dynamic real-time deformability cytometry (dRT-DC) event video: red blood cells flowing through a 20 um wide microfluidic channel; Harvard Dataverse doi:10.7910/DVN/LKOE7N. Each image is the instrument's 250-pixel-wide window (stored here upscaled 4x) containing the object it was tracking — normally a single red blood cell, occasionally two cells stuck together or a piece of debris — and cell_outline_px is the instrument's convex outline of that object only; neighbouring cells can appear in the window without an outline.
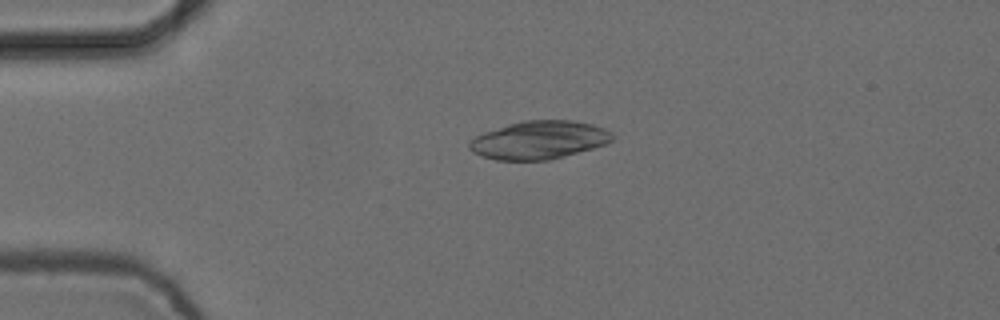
{"species": "common noctule bat (a hibernating species)", "species_latin": "Nyctalus noctula", "temperature_condition": "cold", "stored_images_in_passage": 3, "camera_frame_rate_fps": 3000, "um_per_image_px": 0.085, "animal": {"sex": "female", "body_mass_g": 24.6, "forearm_length_mm": 56.2}, "frame": {"image": 1, "passage_image": 2, "time_ms": 0.333, "image_size_px": [1000, 320], "cell_outline_px": [[616, 140], [592, 148], [564, 156], [548, 160], [496, 160], [480, 156], [472, 152], [468, 148], [468, 140], [484, 132], [508, 124], [524, 120], [572, 120], [592, 124], [604, 128], [612, 132], [616, 136]], "centroid_in_image_um": [45.81, 11.9], "position_along_channel_um": 39.2, "area_um2": 32.02}}